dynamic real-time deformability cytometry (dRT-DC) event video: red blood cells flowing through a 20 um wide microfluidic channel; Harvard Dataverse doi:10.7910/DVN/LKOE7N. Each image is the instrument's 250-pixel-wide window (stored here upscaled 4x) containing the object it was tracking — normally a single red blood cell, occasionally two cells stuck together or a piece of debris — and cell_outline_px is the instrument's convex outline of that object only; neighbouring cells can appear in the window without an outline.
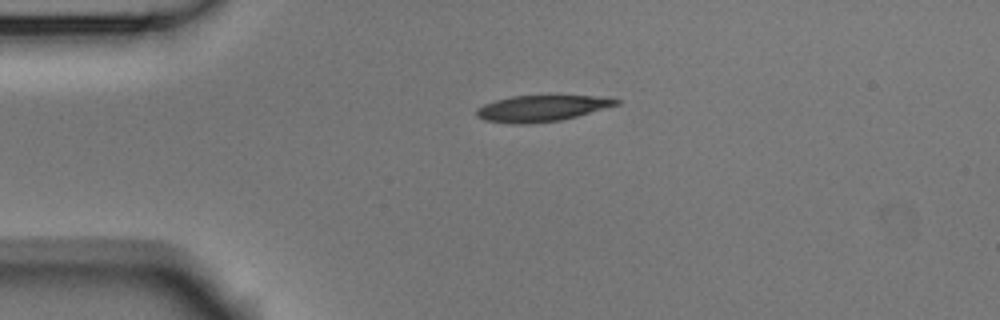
{"species": "Egyptian fruit bat (a non-hibernating species)", "species_latin": "Rousettus aegyptiacus", "temperature_condition": "room temperature", "stored_images_in_passage": 42, "camera_frame_rate_fps": 3000, "um_per_image_px": 0.085, "animal": {"sex": "male"}, "frame": {"image": 1, "passage_image": 1, "time_ms": 0.0, "image_size_px": [1000, 320], "cell_outline_px": [[620, 104], [576, 116], [560, 120], [528, 124], [512, 124], [484, 120], [476, 116], [476, 108], [484, 104], [496, 100], [512, 96], [592, 96], [620, 100]], "centroid_in_image_um": [45.97, 9.22], "position_along_channel_um": 39.0, "area_um2": 21.04}}
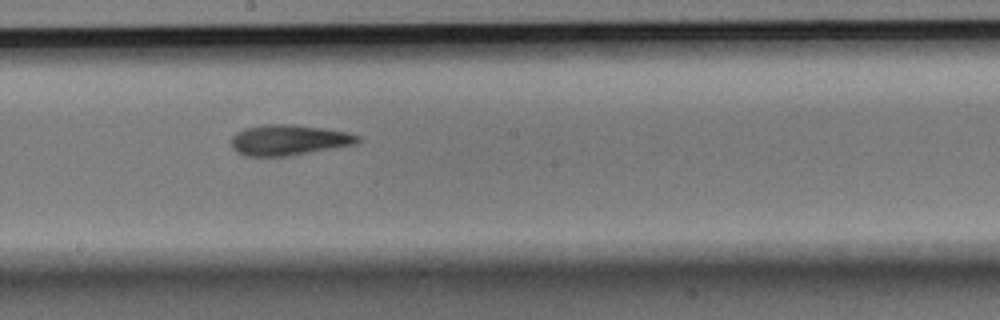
{"frame": {"image": 2, "passage_image": 18, "time_ms": 5.667, "image_size_px": [1000, 320], "cell_outline_px": [[360, 140], [356, 144], [288, 156], [244, 156], [236, 152], [232, 148], [232, 136], [236, 132], [244, 128], [260, 124], [292, 124], [324, 128], [344, 132], [360, 136]], "centroid_in_image_um": [24.5, 11.9], "position_along_channel_um": 223.7, "area_um2": 22.6}}
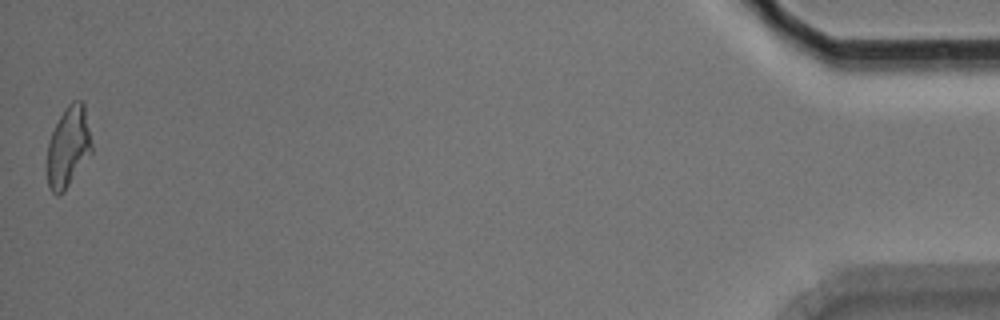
{"frame": {"image": 3, "passage_image": 42, "time_ms": 13.667, "image_size_px": [1000, 320], "cell_outline_px": [[92, 152], [64, 192], [60, 196], [56, 196], [52, 192], [48, 184], [48, 140], [64, 108], [72, 100], [84, 100], [92, 144]], "centroid_in_image_um": [5.82, 12.46], "position_along_channel_um": 429.4, "area_um2": 21.04}, "authors_computed_cell_mechanics": {"area_um2": 21.7039, "velocity_mm_per_s": 3.7534, "shape_relaxation_time_tau1_ms": 6.4613, "shape_relaxation_time_tau2_ms": 4.435, "deformation_change_tau1": 0.206, "deformation_change_tau2": 0.1513}}